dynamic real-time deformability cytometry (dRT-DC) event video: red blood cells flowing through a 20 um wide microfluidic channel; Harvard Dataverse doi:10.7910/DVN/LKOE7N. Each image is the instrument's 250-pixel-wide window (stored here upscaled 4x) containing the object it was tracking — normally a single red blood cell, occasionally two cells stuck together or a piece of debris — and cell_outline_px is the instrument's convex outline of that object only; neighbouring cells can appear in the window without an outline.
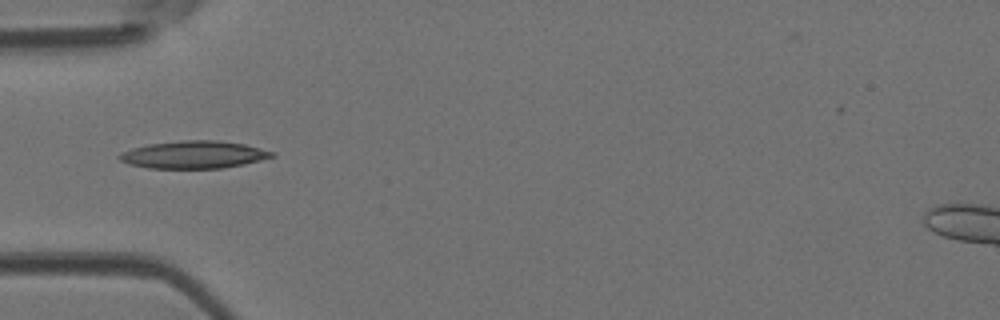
{"species": "Egyptian fruit bat (a non-hibernating species)", "species_latin": "Rousettus aegyptiacus", "temperature_condition": "room temperature", "stored_images_in_passage": 3, "camera_frame_rate_fps": 3000, "um_per_image_px": 0.085, "animal": {"sex": "female"}, "frame": {"image": 1, "passage_image": 3, "time_ms": 0.667, "image_size_px": [1000, 320], "cell_outline_px": [[276, 156], [244, 164], [224, 168], [148, 168], [128, 164], [120, 160], [116, 156], [120, 152], [132, 148], [148, 144], [180, 140], [220, 140], [244, 144], [276, 152]], "centroid_in_image_um": [16.46, 13.14], "position_along_channel_um": 68.5, "area_um2": 24.68}}